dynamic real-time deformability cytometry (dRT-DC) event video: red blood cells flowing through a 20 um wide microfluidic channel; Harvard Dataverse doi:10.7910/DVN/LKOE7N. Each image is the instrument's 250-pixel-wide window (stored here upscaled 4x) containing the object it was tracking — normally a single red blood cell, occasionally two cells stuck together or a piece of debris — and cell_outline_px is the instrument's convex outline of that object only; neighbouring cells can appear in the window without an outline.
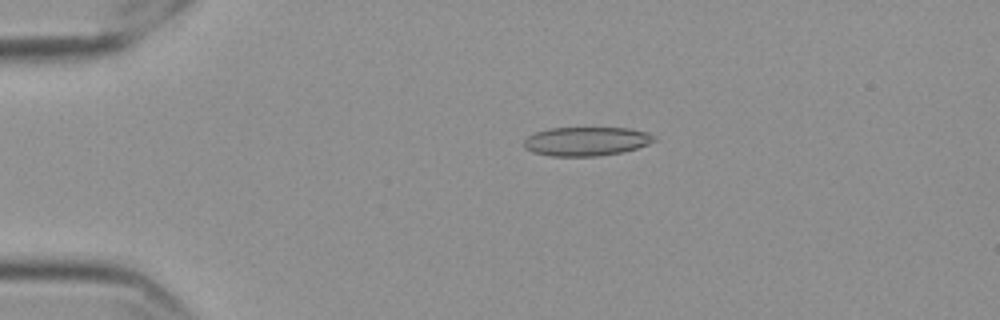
{"species": "Egyptian fruit bat (a non-hibernating species)", "species_latin": "Rousettus aegyptiacus", "temperature_condition": "cold", "stored_images_in_passage": 55, "camera_frame_rate_fps": 3000, "um_per_image_px": 0.085, "frame": {"image": 1, "passage_image": 10, "time_ms": 3.0, "image_size_px": [1000, 320], "cell_outline_px": [[656, 140], [648, 144], [624, 152], [596, 156], [552, 156], [532, 152], [524, 148], [524, 140], [528, 136], [536, 132], [548, 128], [628, 128], [648, 132], [656, 136]], "centroid_in_image_um": [49.84, 12.01], "position_along_channel_um": 35.2, "area_um2": 22.02}}
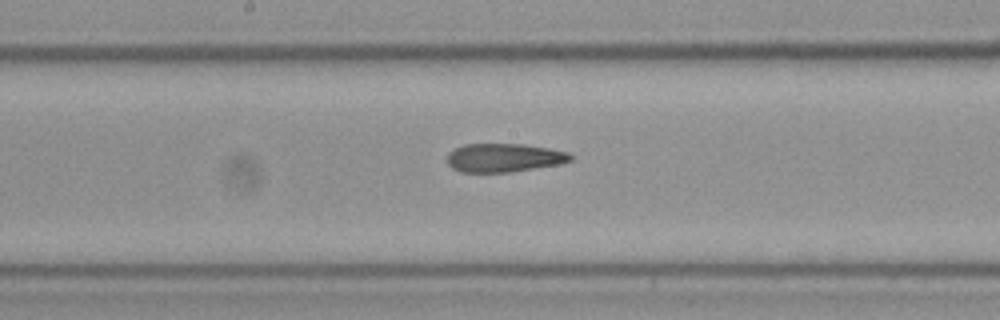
{"frame": {"image": 2, "passage_image": 28, "time_ms": 9.0, "image_size_px": [1000, 320], "cell_outline_px": [[572, 160], [560, 164], [508, 172], [460, 172], [452, 168], [448, 164], [448, 152], [452, 148], [464, 144], [524, 144], [548, 148], [568, 152], [572, 156]], "centroid_in_image_um": [42.81, 13.4], "position_along_channel_um": 205.4, "area_um2": 20.58}}
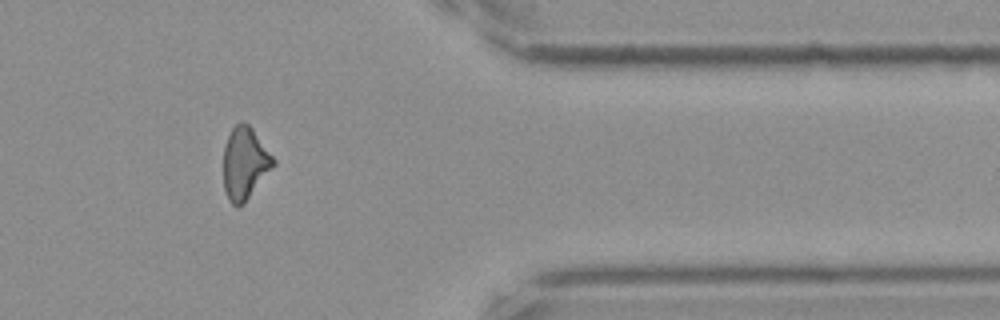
{"frame": {"image": 3, "passage_image": 45, "time_ms": 14.667, "image_size_px": [1000, 320], "cell_outline_px": [[276, 164], [244, 204], [236, 208], [228, 200], [224, 188], [224, 144], [232, 128], [236, 124], [248, 124], [252, 128], [276, 160]], "centroid_in_image_um": [20.81, 13.92], "position_along_channel_um": 390.6, "area_um2": 20.98}, "authors_computed_cell_mechanics": {"area_um2": 21.1548, "velocity_mm_per_s": 3.5833, "shape_relaxation_time_tau1_ms": null, "shape_relaxation_time_tau2_ms": 3.3442, "deformation_change_tau1": null, "deformation_change_tau2": 0.1289}}